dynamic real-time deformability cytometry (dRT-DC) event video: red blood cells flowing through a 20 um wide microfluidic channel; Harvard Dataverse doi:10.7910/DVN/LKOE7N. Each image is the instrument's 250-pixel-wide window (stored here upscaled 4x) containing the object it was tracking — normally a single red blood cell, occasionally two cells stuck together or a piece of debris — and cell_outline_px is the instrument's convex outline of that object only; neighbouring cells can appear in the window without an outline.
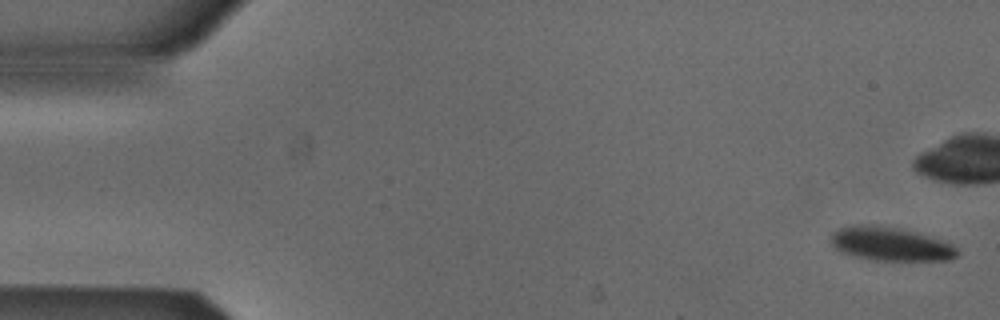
{"species": "Egyptian fruit bat (a non-hibernating species)", "species_latin": "Rousettus aegyptiacus", "temperature_condition": "cold", "stored_images_in_passage": 6, "camera_frame_rate_fps": 3000, "um_per_image_px": 0.085, "animal": {"sex": "male"}, "frame": {"image": 1, "passage_image": 1, "time_ms": 0.0, "image_size_px": [1000, 320], "cell_outline_px": [[960, 252], [956, 256], [948, 260], [872, 260], [840, 252], [832, 244], [832, 232], [840, 228], [852, 224], [872, 224], [900, 228], [940, 240], [952, 244]], "centroid_in_image_um": [75.66, 20.73], "position_along_channel_um": 9.3, "area_um2": 24.62}}